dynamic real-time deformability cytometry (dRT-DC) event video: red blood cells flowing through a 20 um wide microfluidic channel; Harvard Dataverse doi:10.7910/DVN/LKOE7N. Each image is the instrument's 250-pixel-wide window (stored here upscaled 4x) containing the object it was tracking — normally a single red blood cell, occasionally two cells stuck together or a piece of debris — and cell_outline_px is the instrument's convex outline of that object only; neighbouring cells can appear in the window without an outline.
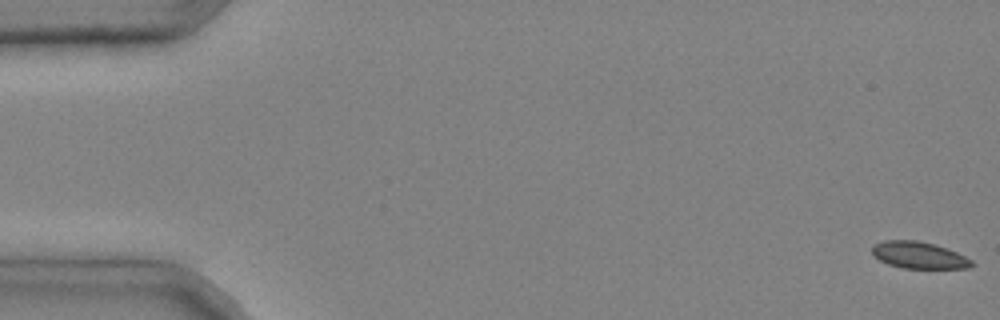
{"species": "common noctule bat (a hibernating species)", "species_latin": "Nyctalus noctula", "temperature_condition": "cold", "stored_images_in_passage": 5, "segment_of_instrument_passage": [1, 2], "camera_frame_rate_fps": 3000, "um_per_image_px": 0.085, "animal": {"sex": "male", "body_mass_g": 20.4}, "frame": {"image": 1, "passage_image": 1, "time_ms": 0.0, "image_size_px": [1000, 320], "cell_outline_px": [[976, 264], [972, 268], [904, 268], [888, 264], [880, 260], [872, 252], [872, 248], [876, 244], [884, 240], [916, 240], [932, 244], [956, 252], [972, 260]], "centroid_in_image_um": [78.14, 21.7], "position_along_channel_um": 6.9, "area_um2": 15.32}}
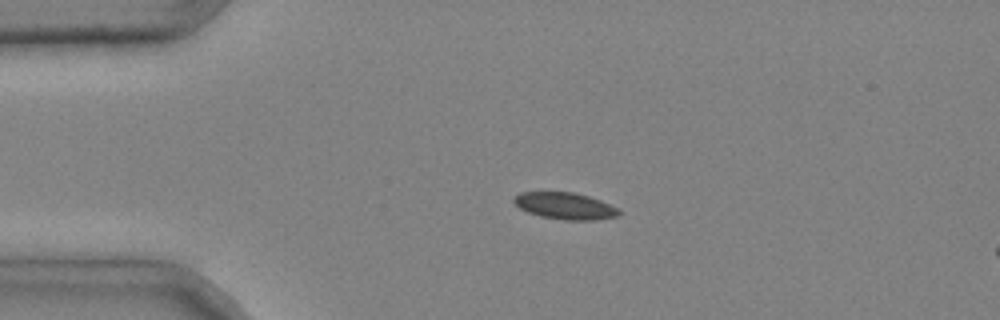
{"frame": {"image": 2, "passage_image": 3, "time_ms": 0.667, "image_size_px": [1000, 320], "cell_outline_px": [[620, 216], [596, 220], [564, 220], [540, 216], [528, 212], [520, 208], [512, 200], [520, 192], [576, 192], [600, 200], [620, 208]], "centroid_in_image_um": [48.08, 17.5], "position_along_channel_um": 36.9, "area_um2": 16.47}}